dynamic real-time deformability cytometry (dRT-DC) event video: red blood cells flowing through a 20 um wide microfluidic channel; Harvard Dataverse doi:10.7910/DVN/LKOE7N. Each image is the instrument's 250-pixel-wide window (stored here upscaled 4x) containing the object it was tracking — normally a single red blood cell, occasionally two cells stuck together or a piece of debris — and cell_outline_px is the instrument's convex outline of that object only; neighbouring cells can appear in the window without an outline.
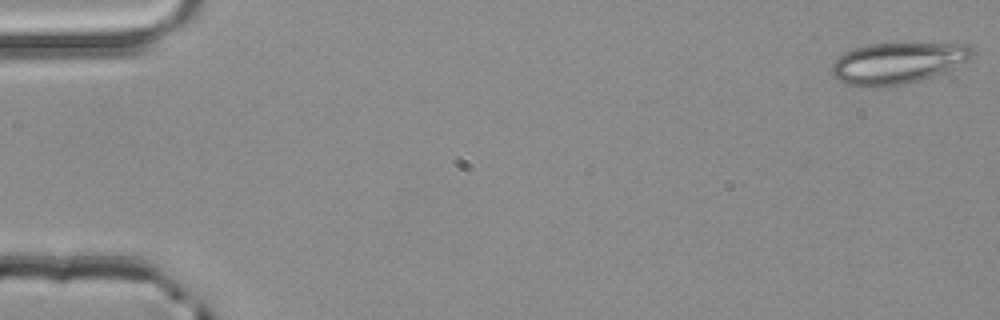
{"species": "common noctule bat (a hibernating species)", "species_latin": "Nyctalus noctula", "temperature_condition": "room temperature", "stored_images_in_passage": 4, "camera_frame_rate_fps": 3000, "um_per_image_px": 0.085, "animal": {"sex": "male", "body_mass_g": 20.4}, "frame": {"image": 1, "passage_image": 1, "time_ms": 0.0, "image_size_px": [1000, 320], "cell_outline_px": [[976, 52], [968, 60], [944, 72], [908, 84], [876, 88], [848, 84], [832, 76], [832, 64], [844, 52], [868, 44], [972, 44]], "centroid_in_image_um": [76.33, 5.37], "position_along_channel_um": 8.7, "area_um2": 33.7}}